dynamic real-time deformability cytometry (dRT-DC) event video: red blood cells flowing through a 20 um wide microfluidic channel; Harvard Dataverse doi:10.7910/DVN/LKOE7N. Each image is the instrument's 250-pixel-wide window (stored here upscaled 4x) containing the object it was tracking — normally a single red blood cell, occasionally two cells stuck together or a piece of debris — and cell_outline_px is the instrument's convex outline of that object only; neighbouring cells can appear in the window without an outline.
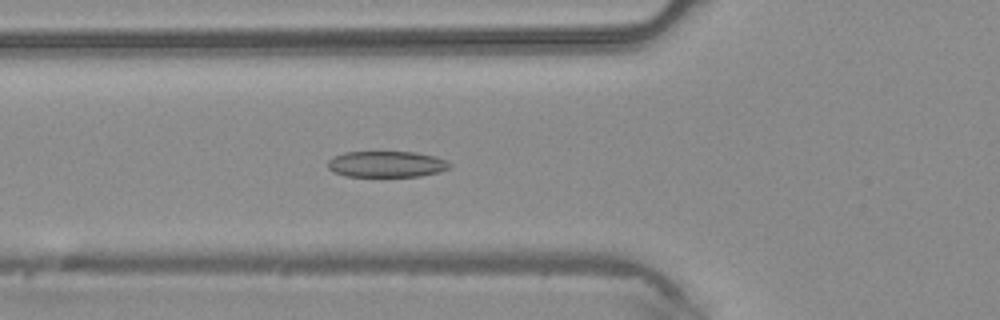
{"species": "common noctule bat (a hibernating species)", "species_latin": "Nyctalus noctula", "temperature_condition": "warm", "stored_images_in_passage": 41, "camera_frame_rate_fps": 3000, "um_per_image_px": 0.085, "animal": {"sex": "male", "body_mass_g": 20.4}, "frame": {"image": 1, "passage_image": 12, "time_ms": 3.667, "image_size_px": [1000, 320], "cell_outline_px": [[452, 164], [448, 168], [440, 172], [420, 176], [348, 176], [332, 172], [328, 168], [328, 160], [344, 152], [416, 152], [436, 156], [448, 160]], "centroid_in_image_um": [32.89, 13.95], "position_along_channel_um": 92.9, "area_um2": 18.61}}
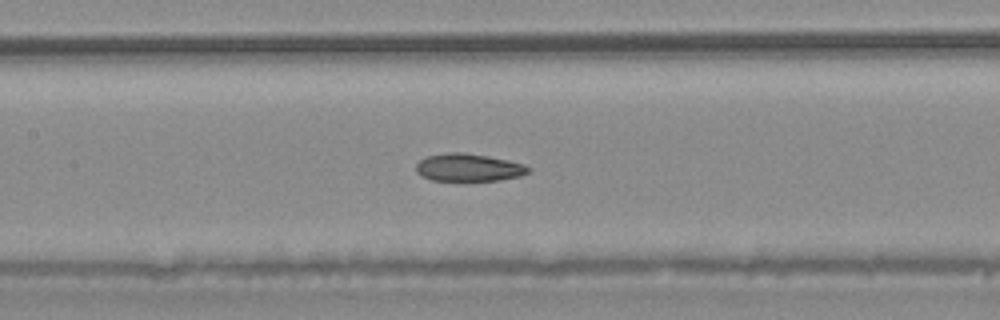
{"frame": {"image": 2, "passage_image": 17, "time_ms": 5.333, "image_size_px": [1000, 320], "cell_outline_px": [[532, 168], [528, 172], [520, 176], [500, 180], [432, 180], [420, 176], [416, 172], [416, 164], [420, 160], [428, 156], [448, 152], [460, 152], [488, 156], [508, 160], [524, 164]], "centroid_in_image_um": [39.83, 14.23], "position_along_channel_um": 167.6, "area_um2": 18.03}}
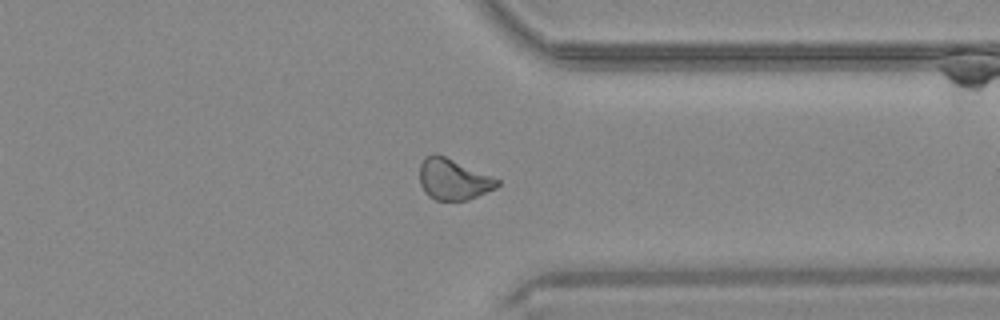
{"frame": {"image": 3, "passage_image": 31, "time_ms": 10.0, "image_size_px": [1000, 320], "cell_outline_px": [[500, 184], [496, 188], [468, 200], [436, 200], [428, 196], [424, 192], [420, 184], [420, 164], [424, 156], [432, 152], [436, 152], [500, 180]], "centroid_in_image_um": [38.49, 15.23], "position_along_channel_um": 372.9, "area_um2": 18.67}}